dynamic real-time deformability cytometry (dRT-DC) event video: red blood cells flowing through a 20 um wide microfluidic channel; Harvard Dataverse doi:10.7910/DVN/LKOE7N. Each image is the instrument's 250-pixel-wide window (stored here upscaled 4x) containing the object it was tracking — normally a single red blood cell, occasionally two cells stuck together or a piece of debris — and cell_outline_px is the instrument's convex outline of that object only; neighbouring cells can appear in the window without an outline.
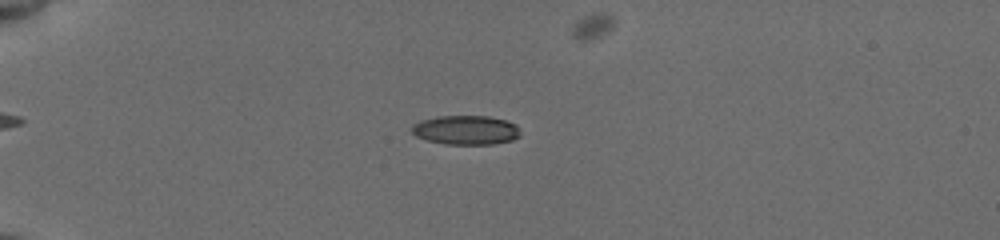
{"species": "common noctule bat (a hibernating species)", "species_latin": "Nyctalus noctula", "temperature_condition": "cold", "stored_images_in_passage": 43, "camera_frame_rate_fps": 3000, "um_per_image_px": 0.085, "animal": {"sex": "female", "body_mass_g": 19.5, "forearm_length_mm": 54.1}, "frame": {"image": 1, "passage_image": 14, "time_ms": 5.333, "image_size_px": [1000, 240], "cell_outline_px": [[520, 136], [512, 140], [492, 144], [444, 144], [428, 140], [416, 136], [408, 128], [412, 124], [420, 120], [436, 116], [488, 116], [504, 120], [516, 124]], "centroid_in_image_um": [39.54, 11.05], "position_along_channel_um": 45.5, "area_um2": 18.55}}
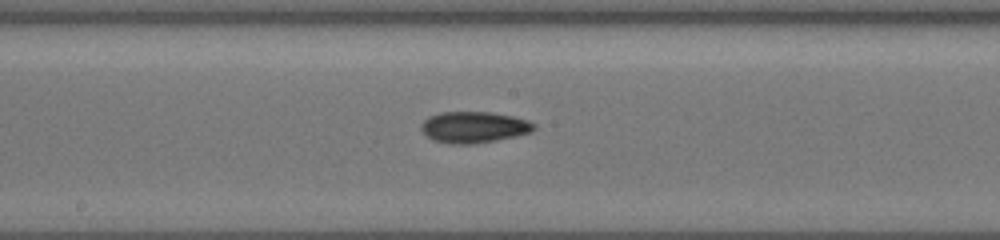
{"frame": {"image": 2, "passage_image": 28, "time_ms": 10.667, "image_size_px": [1000, 240], "cell_outline_px": [[536, 128], [532, 132], [516, 136], [496, 140], [472, 144], [452, 144], [432, 140], [420, 128], [420, 124], [428, 116], [440, 112], [492, 112], [512, 116], [528, 120], [536, 124]], "centroid_in_image_um": [40.29, 10.8], "position_along_channel_um": 207.9, "area_um2": 20.69}}
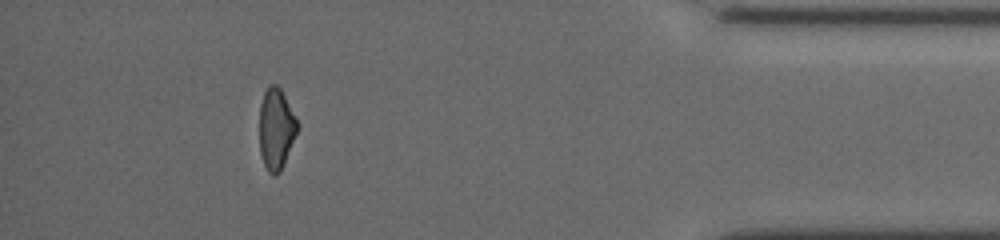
{"frame": {"image": 3, "passage_image": 40, "time_ms": 17.0, "image_size_px": [1000, 240], "cell_outline_px": [[300, 128], [284, 164], [280, 172], [272, 176], [268, 172], [264, 164], [260, 152], [260, 104], [264, 92], [268, 84], [276, 84], [280, 88], [296, 116]], "centroid_in_image_um": [23.49, 10.95], "position_along_channel_um": 411.7, "area_um2": 18.21}}